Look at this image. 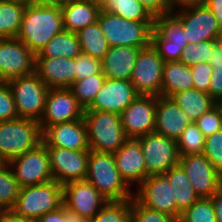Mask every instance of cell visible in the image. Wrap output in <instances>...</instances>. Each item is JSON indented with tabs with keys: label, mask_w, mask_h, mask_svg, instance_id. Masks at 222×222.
I'll list each match as a JSON object with an SVG mask.
<instances>
[{
	"label": "cell",
	"mask_w": 222,
	"mask_h": 222,
	"mask_svg": "<svg viewBox=\"0 0 222 222\" xmlns=\"http://www.w3.org/2000/svg\"><path fill=\"white\" fill-rule=\"evenodd\" d=\"M63 30L60 4L34 2L26 6L16 38L36 55L51 38Z\"/></svg>",
	"instance_id": "6da1fadb"
},
{
	"label": "cell",
	"mask_w": 222,
	"mask_h": 222,
	"mask_svg": "<svg viewBox=\"0 0 222 222\" xmlns=\"http://www.w3.org/2000/svg\"><path fill=\"white\" fill-rule=\"evenodd\" d=\"M63 205V185L55 180L21 187L18 199L6 216L13 221L35 222Z\"/></svg>",
	"instance_id": "7a4b0ae2"
},
{
	"label": "cell",
	"mask_w": 222,
	"mask_h": 222,
	"mask_svg": "<svg viewBox=\"0 0 222 222\" xmlns=\"http://www.w3.org/2000/svg\"><path fill=\"white\" fill-rule=\"evenodd\" d=\"M85 180L107 201H121L133 197L134 191L117 170L113 153L90 150Z\"/></svg>",
	"instance_id": "3957f363"
},
{
	"label": "cell",
	"mask_w": 222,
	"mask_h": 222,
	"mask_svg": "<svg viewBox=\"0 0 222 222\" xmlns=\"http://www.w3.org/2000/svg\"><path fill=\"white\" fill-rule=\"evenodd\" d=\"M90 150L115 153L127 138L120 115L96 110H84Z\"/></svg>",
	"instance_id": "277c9868"
},
{
	"label": "cell",
	"mask_w": 222,
	"mask_h": 222,
	"mask_svg": "<svg viewBox=\"0 0 222 222\" xmlns=\"http://www.w3.org/2000/svg\"><path fill=\"white\" fill-rule=\"evenodd\" d=\"M42 142L38 121L18 118L0 122V161L11 159L35 149Z\"/></svg>",
	"instance_id": "5b68a950"
},
{
	"label": "cell",
	"mask_w": 222,
	"mask_h": 222,
	"mask_svg": "<svg viewBox=\"0 0 222 222\" xmlns=\"http://www.w3.org/2000/svg\"><path fill=\"white\" fill-rule=\"evenodd\" d=\"M99 26L109 46H133L144 48L151 44L153 22H137L100 11Z\"/></svg>",
	"instance_id": "8992f818"
},
{
	"label": "cell",
	"mask_w": 222,
	"mask_h": 222,
	"mask_svg": "<svg viewBox=\"0 0 222 222\" xmlns=\"http://www.w3.org/2000/svg\"><path fill=\"white\" fill-rule=\"evenodd\" d=\"M12 91L19 118L39 121L45 107L49 87L35 73L7 81Z\"/></svg>",
	"instance_id": "52a82bcc"
},
{
	"label": "cell",
	"mask_w": 222,
	"mask_h": 222,
	"mask_svg": "<svg viewBox=\"0 0 222 222\" xmlns=\"http://www.w3.org/2000/svg\"><path fill=\"white\" fill-rule=\"evenodd\" d=\"M176 9H173L172 13L182 22L187 45L197 44L201 41L217 40L221 27L203 2Z\"/></svg>",
	"instance_id": "ba28073f"
},
{
	"label": "cell",
	"mask_w": 222,
	"mask_h": 222,
	"mask_svg": "<svg viewBox=\"0 0 222 222\" xmlns=\"http://www.w3.org/2000/svg\"><path fill=\"white\" fill-rule=\"evenodd\" d=\"M151 43L165 62L179 61L187 46L182 22L172 12L154 16Z\"/></svg>",
	"instance_id": "9c48e42d"
},
{
	"label": "cell",
	"mask_w": 222,
	"mask_h": 222,
	"mask_svg": "<svg viewBox=\"0 0 222 222\" xmlns=\"http://www.w3.org/2000/svg\"><path fill=\"white\" fill-rule=\"evenodd\" d=\"M164 63L152 43L140 49L130 79L139 95H161Z\"/></svg>",
	"instance_id": "30bf717a"
},
{
	"label": "cell",
	"mask_w": 222,
	"mask_h": 222,
	"mask_svg": "<svg viewBox=\"0 0 222 222\" xmlns=\"http://www.w3.org/2000/svg\"><path fill=\"white\" fill-rule=\"evenodd\" d=\"M20 187L42 184L53 180L47 148L40 143L8 162Z\"/></svg>",
	"instance_id": "8fae6325"
},
{
	"label": "cell",
	"mask_w": 222,
	"mask_h": 222,
	"mask_svg": "<svg viewBox=\"0 0 222 222\" xmlns=\"http://www.w3.org/2000/svg\"><path fill=\"white\" fill-rule=\"evenodd\" d=\"M136 189L133 198L139 204L179 220L181 212L177 209L172 186L163 174L148 176Z\"/></svg>",
	"instance_id": "7c38bea8"
},
{
	"label": "cell",
	"mask_w": 222,
	"mask_h": 222,
	"mask_svg": "<svg viewBox=\"0 0 222 222\" xmlns=\"http://www.w3.org/2000/svg\"><path fill=\"white\" fill-rule=\"evenodd\" d=\"M142 151L147 168V177L167 172L178 165L180 155L177 142L159 133L141 136Z\"/></svg>",
	"instance_id": "4fadbf2b"
},
{
	"label": "cell",
	"mask_w": 222,
	"mask_h": 222,
	"mask_svg": "<svg viewBox=\"0 0 222 222\" xmlns=\"http://www.w3.org/2000/svg\"><path fill=\"white\" fill-rule=\"evenodd\" d=\"M35 54L19 39H0V82L35 72Z\"/></svg>",
	"instance_id": "5bb4252c"
},
{
	"label": "cell",
	"mask_w": 222,
	"mask_h": 222,
	"mask_svg": "<svg viewBox=\"0 0 222 222\" xmlns=\"http://www.w3.org/2000/svg\"><path fill=\"white\" fill-rule=\"evenodd\" d=\"M53 180L64 185L85 180L90 150L46 147Z\"/></svg>",
	"instance_id": "9a60e30c"
},
{
	"label": "cell",
	"mask_w": 222,
	"mask_h": 222,
	"mask_svg": "<svg viewBox=\"0 0 222 222\" xmlns=\"http://www.w3.org/2000/svg\"><path fill=\"white\" fill-rule=\"evenodd\" d=\"M84 108L67 88L49 89L39 125L41 132L57 123L82 119Z\"/></svg>",
	"instance_id": "2e32d148"
},
{
	"label": "cell",
	"mask_w": 222,
	"mask_h": 222,
	"mask_svg": "<svg viewBox=\"0 0 222 222\" xmlns=\"http://www.w3.org/2000/svg\"><path fill=\"white\" fill-rule=\"evenodd\" d=\"M178 164L185 171L194 192L200 198H210L222 186V175L203 153L180 156Z\"/></svg>",
	"instance_id": "e0dca14e"
},
{
	"label": "cell",
	"mask_w": 222,
	"mask_h": 222,
	"mask_svg": "<svg viewBox=\"0 0 222 222\" xmlns=\"http://www.w3.org/2000/svg\"><path fill=\"white\" fill-rule=\"evenodd\" d=\"M157 96L138 95L120 114L127 137H141L155 130Z\"/></svg>",
	"instance_id": "ac0fdd59"
},
{
	"label": "cell",
	"mask_w": 222,
	"mask_h": 222,
	"mask_svg": "<svg viewBox=\"0 0 222 222\" xmlns=\"http://www.w3.org/2000/svg\"><path fill=\"white\" fill-rule=\"evenodd\" d=\"M106 202L99 191L86 180L63 185V205L85 219L94 217Z\"/></svg>",
	"instance_id": "d6986e66"
},
{
	"label": "cell",
	"mask_w": 222,
	"mask_h": 222,
	"mask_svg": "<svg viewBox=\"0 0 222 222\" xmlns=\"http://www.w3.org/2000/svg\"><path fill=\"white\" fill-rule=\"evenodd\" d=\"M113 155L117 170L130 187L138 186L147 178L141 137H127Z\"/></svg>",
	"instance_id": "ffe728a7"
},
{
	"label": "cell",
	"mask_w": 222,
	"mask_h": 222,
	"mask_svg": "<svg viewBox=\"0 0 222 222\" xmlns=\"http://www.w3.org/2000/svg\"><path fill=\"white\" fill-rule=\"evenodd\" d=\"M138 95L131 81L106 78L93 103L85 110L120 115Z\"/></svg>",
	"instance_id": "44dd1931"
},
{
	"label": "cell",
	"mask_w": 222,
	"mask_h": 222,
	"mask_svg": "<svg viewBox=\"0 0 222 222\" xmlns=\"http://www.w3.org/2000/svg\"><path fill=\"white\" fill-rule=\"evenodd\" d=\"M45 147H60L69 150H90L87 129L82 119L48 126L42 132Z\"/></svg>",
	"instance_id": "7402d4cb"
},
{
	"label": "cell",
	"mask_w": 222,
	"mask_h": 222,
	"mask_svg": "<svg viewBox=\"0 0 222 222\" xmlns=\"http://www.w3.org/2000/svg\"><path fill=\"white\" fill-rule=\"evenodd\" d=\"M35 73L49 89H69L75 82V58L35 57Z\"/></svg>",
	"instance_id": "603a6c76"
},
{
	"label": "cell",
	"mask_w": 222,
	"mask_h": 222,
	"mask_svg": "<svg viewBox=\"0 0 222 222\" xmlns=\"http://www.w3.org/2000/svg\"><path fill=\"white\" fill-rule=\"evenodd\" d=\"M190 122L173 99L157 96L154 132L177 141Z\"/></svg>",
	"instance_id": "cb8c5ba5"
},
{
	"label": "cell",
	"mask_w": 222,
	"mask_h": 222,
	"mask_svg": "<svg viewBox=\"0 0 222 222\" xmlns=\"http://www.w3.org/2000/svg\"><path fill=\"white\" fill-rule=\"evenodd\" d=\"M141 48L112 46L101 60L102 72L109 79L129 80Z\"/></svg>",
	"instance_id": "d4e9b609"
},
{
	"label": "cell",
	"mask_w": 222,
	"mask_h": 222,
	"mask_svg": "<svg viewBox=\"0 0 222 222\" xmlns=\"http://www.w3.org/2000/svg\"><path fill=\"white\" fill-rule=\"evenodd\" d=\"M63 13L64 30L79 32L98 21L101 11L99 5L68 0L60 4Z\"/></svg>",
	"instance_id": "484cf974"
},
{
	"label": "cell",
	"mask_w": 222,
	"mask_h": 222,
	"mask_svg": "<svg viewBox=\"0 0 222 222\" xmlns=\"http://www.w3.org/2000/svg\"><path fill=\"white\" fill-rule=\"evenodd\" d=\"M191 68L180 61L164 63L161 95L170 97L174 93L193 89Z\"/></svg>",
	"instance_id": "4316f807"
},
{
	"label": "cell",
	"mask_w": 222,
	"mask_h": 222,
	"mask_svg": "<svg viewBox=\"0 0 222 222\" xmlns=\"http://www.w3.org/2000/svg\"><path fill=\"white\" fill-rule=\"evenodd\" d=\"M170 98L185 112L191 122H195L216 105V101L208 93L195 88L174 93Z\"/></svg>",
	"instance_id": "83f0119b"
},
{
	"label": "cell",
	"mask_w": 222,
	"mask_h": 222,
	"mask_svg": "<svg viewBox=\"0 0 222 222\" xmlns=\"http://www.w3.org/2000/svg\"><path fill=\"white\" fill-rule=\"evenodd\" d=\"M163 175L172 186L173 197H175L177 209L181 213L200 198L194 192L189 178L179 164L171 167Z\"/></svg>",
	"instance_id": "f1b7e54d"
},
{
	"label": "cell",
	"mask_w": 222,
	"mask_h": 222,
	"mask_svg": "<svg viewBox=\"0 0 222 222\" xmlns=\"http://www.w3.org/2000/svg\"><path fill=\"white\" fill-rule=\"evenodd\" d=\"M81 53L82 51L77 33L63 30L51 38L35 57L74 59Z\"/></svg>",
	"instance_id": "f546056e"
},
{
	"label": "cell",
	"mask_w": 222,
	"mask_h": 222,
	"mask_svg": "<svg viewBox=\"0 0 222 222\" xmlns=\"http://www.w3.org/2000/svg\"><path fill=\"white\" fill-rule=\"evenodd\" d=\"M101 11L137 22H154V16L138 0H102Z\"/></svg>",
	"instance_id": "4dcf8cb0"
},
{
	"label": "cell",
	"mask_w": 222,
	"mask_h": 222,
	"mask_svg": "<svg viewBox=\"0 0 222 222\" xmlns=\"http://www.w3.org/2000/svg\"><path fill=\"white\" fill-rule=\"evenodd\" d=\"M77 36L82 53L91 57L102 60L110 49L98 22L81 29L77 32Z\"/></svg>",
	"instance_id": "1f68e13d"
},
{
	"label": "cell",
	"mask_w": 222,
	"mask_h": 222,
	"mask_svg": "<svg viewBox=\"0 0 222 222\" xmlns=\"http://www.w3.org/2000/svg\"><path fill=\"white\" fill-rule=\"evenodd\" d=\"M26 6L0 0V39L17 37Z\"/></svg>",
	"instance_id": "d6a6232c"
},
{
	"label": "cell",
	"mask_w": 222,
	"mask_h": 222,
	"mask_svg": "<svg viewBox=\"0 0 222 222\" xmlns=\"http://www.w3.org/2000/svg\"><path fill=\"white\" fill-rule=\"evenodd\" d=\"M20 185L7 162L0 163V212L4 215L18 199Z\"/></svg>",
	"instance_id": "836d02e7"
},
{
	"label": "cell",
	"mask_w": 222,
	"mask_h": 222,
	"mask_svg": "<svg viewBox=\"0 0 222 222\" xmlns=\"http://www.w3.org/2000/svg\"><path fill=\"white\" fill-rule=\"evenodd\" d=\"M105 79L106 76L101 71L99 74L75 81L69 88L84 110L93 103Z\"/></svg>",
	"instance_id": "e575fe53"
},
{
	"label": "cell",
	"mask_w": 222,
	"mask_h": 222,
	"mask_svg": "<svg viewBox=\"0 0 222 222\" xmlns=\"http://www.w3.org/2000/svg\"><path fill=\"white\" fill-rule=\"evenodd\" d=\"M88 222H131V199L107 201Z\"/></svg>",
	"instance_id": "d590c367"
},
{
	"label": "cell",
	"mask_w": 222,
	"mask_h": 222,
	"mask_svg": "<svg viewBox=\"0 0 222 222\" xmlns=\"http://www.w3.org/2000/svg\"><path fill=\"white\" fill-rule=\"evenodd\" d=\"M205 136L194 122H190L177 139L180 156L202 154L205 146Z\"/></svg>",
	"instance_id": "8d00e7d4"
},
{
	"label": "cell",
	"mask_w": 222,
	"mask_h": 222,
	"mask_svg": "<svg viewBox=\"0 0 222 222\" xmlns=\"http://www.w3.org/2000/svg\"><path fill=\"white\" fill-rule=\"evenodd\" d=\"M178 222H217L216 211L211 198H199L181 213Z\"/></svg>",
	"instance_id": "74e56055"
},
{
	"label": "cell",
	"mask_w": 222,
	"mask_h": 222,
	"mask_svg": "<svg viewBox=\"0 0 222 222\" xmlns=\"http://www.w3.org/2000/svg\"><path fill=\"white\" fill-rule=\"evenodd\" d=\"M216 42L217 40H208L198 42L197 44L187 45L183 50L179 61L189 67L198 63H208L211 49Z\"/></svg>",
	"instance_id": "f35d334b"
},
{
	"label": "cell",
	"mask_w": 222,
	"mask_h": 222,
	"mask_svg": "<svg viewBox=\"0 0 222 222\" xmlns=\"http://www.w3.org/2000/svg\"><path fill=\"white\" fill-rule=\"evenodd\" d=\"M131 222H178V220L166 213L146 208L132 197Z\"/></svg>",
	"instance_id": "ab89813d"
},
{
	"label": "cell",
	"mask_w": 222,
	"mask_h": 222,
	"mask_svg": "<svg viewBox=\"0 0 222 222\" xmlns=\"http://www.w3.org/2000/svg\"><path fill=\"white\" fill-rule=\"evenodd\" d=\"M203 154L222 175V129L205 138Z\"/></svg>",
	"instance_id": "60d3db41"
},
{
	"label": "cell",
	"mask_w": 222,
	"mask_h": 222,
	"mask_svg": "<svg viewBox=\"0 0 222 222\" xmlns=\"http://www.w3.org/2000/svg\"><path fill=\"white\" fill-rule=\"evenodd\" d=\"M101 71V60L84 53L75 57V81L99 74Z\"/></svg>",
	"instance_id": "b9f144b4"
},
{
	"label": "cell",
	"mask_w": 222,
	"mask_h": 222,
	"mask_svg": "<svg viewBox=\"0 0 222 222\" xmlns=\"http://www.w3.org/2000/svg\"><path fill=\"white\" fill-rule=\"evenodd\" d=\"M205 137L222 129V114L217 105L194 122Z\"/></svg>",
	"instance_id": "7bdbcfd3"
},
{
	"label": "cell",
	"mask_w": 222,
	"mask_h": 222,
	"mask_svg": "<svg viewBox=\"0 0 222 222\" xmlns=\"http://www.w3.org/2000/svg\"><path fill=\"white\" fill-rule=\"evenodd\" d=\"M12 91L7 82H0V122L18 119Z\"/></svg>",
	"instance_id": "ee69618b"
},
{
	"label": "cell",
	"mask_w": 222,
	"mask_h": 222,
	"mask_svg": "<svg viewBox=\"0 0 222 222\" xmlns=\"http://www.w3.org/2000/svg\"><path fill=\"white\" fill-rule=\"evenodd\" d=\"M193 88L209 94L210 77L213 68L209 63H198L191 66Z\"/></svg>",
	"instance_id": "f6af8a7d"
},
{
	"label": "cell",
	"mask_w": 222,
	"mask_h": 222,
	"mask_svg": "<svg viewBox=\"0 0 222 222\" xmlns=\"http://www.w3.org/2000/svg\"><path fill=\"white\" fill-rule=\"evenodd\" d=\"M153 16L172 12L168 0H138Z\"/></svg>",
	"instance_id": "bcb514c9"
},
{
	"label": "cell",
	"mask_w": 222,
	"mask_h": 222,
	"mask_svg": "<svg viewBox=\"0 0 222 222\" xmlns=\"http://www.w3.org/2000/svg\"><path fill=\"white\" fill-rule=\"evenodd\" d=\"M209 95L217 102L222 99V67L213 69L210 77Z\"/></svg>",
	"instance_id": "7dc6e473"
},
{
	"label": "cell",
	"mask_w": 222,
	"mask_h": 222,
	"mask_svg": "<svg viewBox=\"0 0 222 222\" xmlns=\"http://www.w3.org/2000/svg\"><path fill=\"white\" fill-rule=\"evenodd\" d=\"M35 222H69V217L66 215V208L64 205L57 210L44 214Z\"/></svg>",
	"instance_id": "c3c4849f"
},
{
	"label": "cell",
	"mask_w": 222,
	"mask_h": 222,
	"mask_svg": "<svg viewBox=\"0 0 222 222\" xmlns=\"http://www.w3.org/2000/svg\"><path fill=\"white\" fill-rule=\"evenodd\" d=\"M211 55L208 58V63L213 69L222 67V45L217 41L211 49Z\"/></svg>",
	"instance_id": "681fc988"
},
{
	"label": "cell",
	"mask_w": 222,
	"mask_h": 222,
	"mask_svg": "<svg viewBox=\"0 0 222 222\" xmlns=\"http://www.w3.org/2000/svg\"><path fill=\"white\" fill-rule=\"evenodd\" d=\"M202 2L210 9L222 28V0H202Z\"/></svg>",
	"instance_id": "f907efd6"
},
{
	"label": "cell",
	"mask_w": 222,
	"mask_h": 222,
	"mask_svg": "<svg viewBox=\"0 0 222 222\" xmlns=\"http://www.w3.org/2000/svg\"><path fill=\"white\" fill-rule=\"evenodd\" d=\"M216 211V221L222 222V186L210 197Z\"/></svg>",
	"instance_id": "816d5d0a"
},
{
	"label": "cell",
	"mask_w": 222,
	"mask_h": 222,
	"mask_svg": "<svg viewBox=\"0 0 222 222\" xmlns=\"http://www.w3.org/2000/svg\"><path fill=\"white\" fill-rule=\"evenodd\" d=\"M172 9L202 2V0H168Z\"/></svg>",
	"instance_id": "f5cc1de1"
},
{
	"label": "cell",
	"mask_w": 222,
	"mask_h": 222,
	"mask_svg": "<svg viewBox=\"0 0 222 222\" xmlns=\"http://www.w3.org/2000/svg\"><path fill=\"white\" fill-rule=\"evenodd\" d=\"M66 215L69 217V222H88V219L80 217L77 213L68 209H66Z\"/></svg>",
	"instance_id": "db71d44e"
},
{
	"label": "cell",
	"mask_w": 222,
	"mask_h": 222,
	"mask_svg": "<svg viewBox=\"0 0 222 222\" xmlns=\"http://www.w3.org/2000/svg\"><path fill=\"white\" fill-rule=\"evenodd\" d=\"M1 1L14 2V3H19V4H24V5L37 2V0H1Z\"/></svg>",
	"instance_id": "11a10c76"
},
{
	"label": "cell",
	"mask_w": 222,
	"mask_h": 222,
	"mask_svg": "<svg viewBox=\"0 0 222 222\" xmlns=\"http://www.w3.org/2000/svg\"><path fill=\"white\" fill-rule=\"evenodd\" d=\"M66 1L68 0H37V2H40V3H52V4H61Z\"/></svg>",
	"instance_id": "9f6ffc18"
},
{
	"label": "cell",
	"mask_w": 222,
	"mask_h": 222,
	"mask_svg": "<svg viewBox=\"0 0 222 222\" xmlns=\"http://www.w3.org/2000/svg\"><path fill=\"white\" fill-rule=\"evenodd\" d=\"M76 1L93 3V4H96V5H99V6L102 3V0H76Z\"/></svg>",
	"instance_id": "6f0895ef"
},
{
	"label": "cell",
	"mask_w": 222,
	"mask_h": 222,
	"mask_svg": "<svg viewBox=\"0 0 222 222\" xmlns=\"http://www.w3.org/2000/svg\"><path fill=\"white\" fill-rule=\"evenodd\" d=\"M0 222H21V221L10 220L6 215H4V217L2 218Z\"/></svg>",
	"instance_id": "680465c9"
},
{
	"label": "cell",
	"mask_w": 222,
	"mask_h": 222,
	"mask_svg": "<svg viewBox=\"0 0 222 222\" xmlns=\"http://www.w3.org/2000/svg\"><path fill=\"white\" fill-rule=\"evenodd\" d=\"M217 41L222 45V28L220 29V33L218 34Z\"/></svg>",
	"instance_id": "91938a15"
},
{
	"label": "cell",
	"mask_w": 222,
	"mask_h": 222,
	"mask_svg": "<svg viewBox=\"0 0 222 222\" xmlns=\"http://www.w3.org/2000/svg\"><path fill=\"white\" fill-rule=\"evenodd\" d=\"M216 105L218 106V108L220 109L221 114H222V99H220L219 101H217V102H216Z\"/></svg>",
	"instance_id": "94428289"
},
{
	"label": "cell",
	"mask_w": 222,
	"mask_h": 222,
	"mask_svg": "<svg viewBox=\"0 0 222 222\" xmlns=\"http://www.w3.org/2000/svg\"><path fill=\"white\" fill-rule=\"evenodd\" d=\"M3 217H4V214L0 212V221L2 220Z\"/></svg>",
	"instance_id": "6125c7cd"
}]
</instances>
